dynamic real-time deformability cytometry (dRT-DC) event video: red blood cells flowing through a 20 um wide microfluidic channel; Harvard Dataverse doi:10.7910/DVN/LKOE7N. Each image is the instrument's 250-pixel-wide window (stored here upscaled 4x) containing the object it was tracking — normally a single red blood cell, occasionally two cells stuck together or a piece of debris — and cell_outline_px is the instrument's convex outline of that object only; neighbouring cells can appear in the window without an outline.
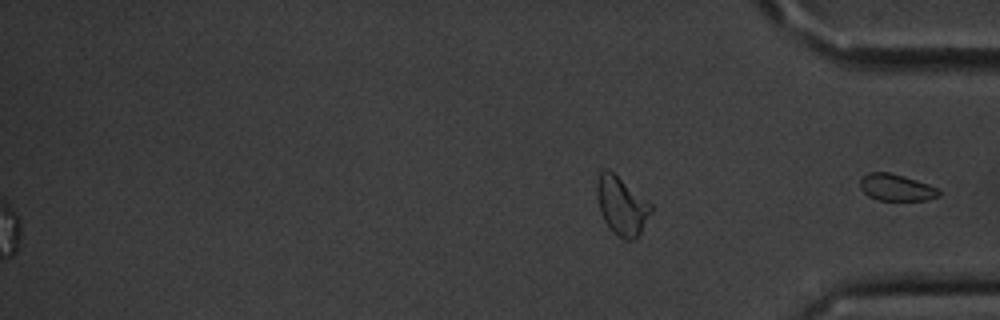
{"species": "common noctule bat (a hibernating species)", "species_latin": "Nyctalus noctula", "temperature_condition": "cold", "stored_images_in_passage": 55, "segment_of_instrument_passage": [2, 2], "camera_frame_rate_fps": 3000, "um_per_image_px": 0.085, "animal": {"sex": "male", "body_mass_g": 20.1, "forearm_length_mm": 53.5}, "frame": {"image": 1, "passage_image": 55, "time_ms": 18.0, "image_size_px": [1000, 320], "cell_outline_px": [[940, 196], [928, 200], [876, 200], [868, 196], [860, 188], [860, 180], [868, 172], [888, 172], [904, 176], [940, 188]], "centroid_in_image_um": [76.2, 15.94], "position_along_channel_um": 359.0, "area_um2": 12.37}}